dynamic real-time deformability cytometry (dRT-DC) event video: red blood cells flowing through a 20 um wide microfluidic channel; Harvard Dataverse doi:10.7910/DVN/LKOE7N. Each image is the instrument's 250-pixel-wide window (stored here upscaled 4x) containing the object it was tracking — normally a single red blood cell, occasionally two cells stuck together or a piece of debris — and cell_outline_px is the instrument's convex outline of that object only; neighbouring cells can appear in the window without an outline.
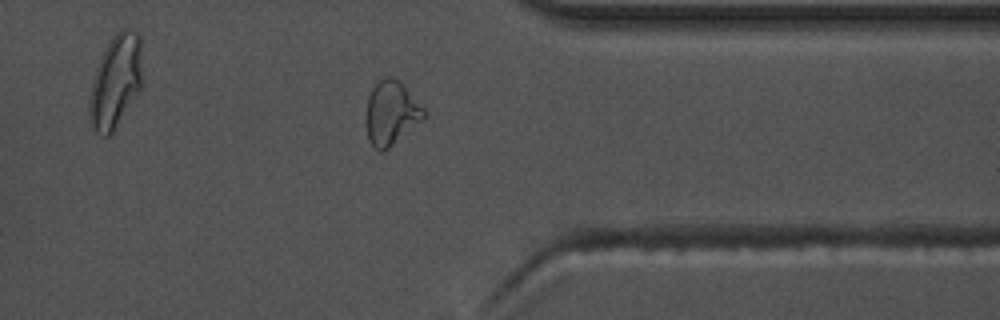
{"species": "common noctule bat (a hibernating species)", "species_latin": "Nyctalus noctula", "temperature_condition": "warm", "stored_images_in_passage": 32, "camera_frame_rate_fps": 3000, "um_per_image_px": 0.085, "animal": {"sex": "male", "body_mass_g": 17.5, "forearm_length_mm": 52.3}, "frame": {"image": 1, "passage_image": 28, "time_ms": 9.0, "image_size_px": [1000, 320], "cell_outline_px": [[428, 112], [424, 120], [384, 152], [380, 152], [368, 140], [368, 96], [372, 88], [384, 76], [392, 76], [400, 80], [404, 84]], "centroid_in_image_um": [33.32, 9.59], "position_along_channel_um": 378.1, "area_um2": 21.68}}